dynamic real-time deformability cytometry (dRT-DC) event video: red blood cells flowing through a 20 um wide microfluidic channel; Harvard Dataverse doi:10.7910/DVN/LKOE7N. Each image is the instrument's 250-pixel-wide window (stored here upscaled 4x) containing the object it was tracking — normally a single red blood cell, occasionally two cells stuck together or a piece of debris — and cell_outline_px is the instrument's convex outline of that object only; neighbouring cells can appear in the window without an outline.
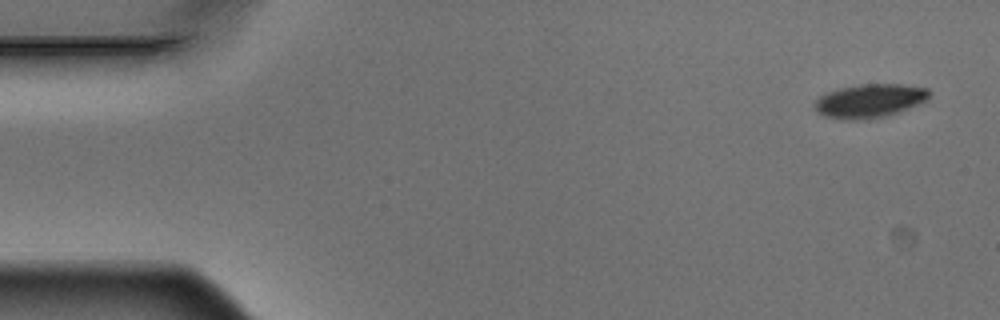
{"species": "Egyptian fruit bat (a non-hibernating species)", "species_latin": "Rousettus aegyptiacus", "temperature_condition": "warm", "stored_images_in_passage": 4, "camera_frame_rate_fps": 3000, "um_per_image_px": 0.085, "animal": {"sex": "male"}, "frame": {"image": 1, "passage_image": 1, "time_ms": 0.0, "image_size_px": [1000, 320], "cell_outline_px": [[928, 100], [908, 108], [884, 116], [856, 120], [852, 120], [824, 116], [816, 112], [816, 100], [820, 96], [828, 92], [840, 88], [860, 84], [900, 84], [928, 88]], "centroid_in_image_um": [73.91, 8.56], "position_along_channel_um": 11.1, "area_um2": 22.08}}
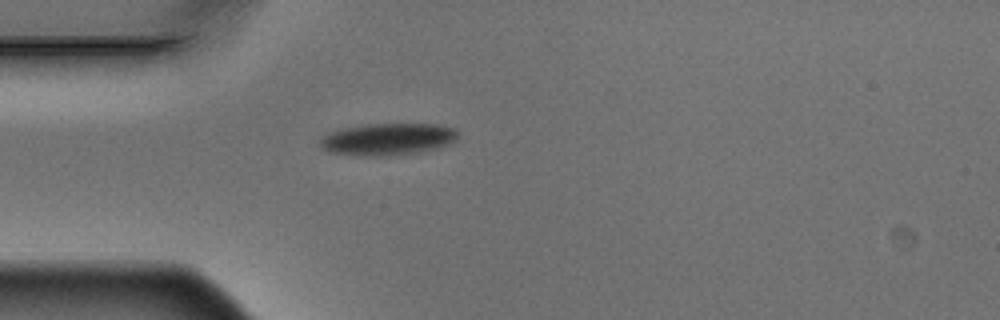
{"frame": {"image": 2, "passage_image": 4, "time_ms": 1.0, "image_size_px": [1000, 320], "cell_outline_px": [[456, 140], [452, 144], [440, 148], [420, 152], [388, 156], [356, 156], [332, 152], [324, 148], [320, 144], [320, 140], [328, 132], [344, 128], [368, 124], [436, 124], [456, 128]], "centroid_in_image_um": [33.01, 11.84], "position_along_channel_um": 52.0, "area_um2": 25.84}}